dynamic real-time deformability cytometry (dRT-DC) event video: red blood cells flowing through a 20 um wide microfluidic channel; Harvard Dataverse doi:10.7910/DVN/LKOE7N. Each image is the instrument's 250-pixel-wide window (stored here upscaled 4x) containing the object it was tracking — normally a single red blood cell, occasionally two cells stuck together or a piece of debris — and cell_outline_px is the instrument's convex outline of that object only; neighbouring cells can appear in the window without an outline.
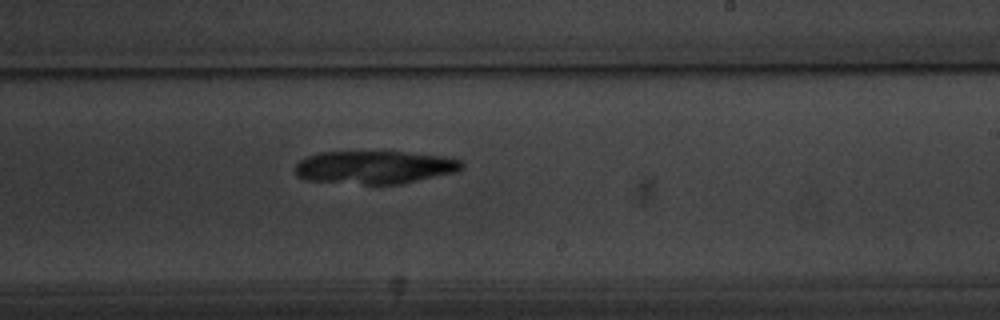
{"species": "common noctule bat (a hibernating species)", "species_latin": "Nyctalus noctula", "temperature_condition": "warm", "stored_images_in_passage": 41, "camera_frame_rate_fps": 3000, "um_per_image_px": 0.085, "animal": {"sex": "male", "body_mass_g": 20.1, "forearm_length_mm": 53.5}, "frame": {"image": 1, "passage_image": 23, "time_ms": 7.333, "image_size_px": [1000, 320], "cell_outline_px": [[464, 168], [456, 172], [400, 184], [364, 184], [308, 180], [296, 176], [296, 164], [300, 160], [308, 156], [320, 152], [404, 152], [444, 156], [464, 160]], "centroid_in_image_um": [31.9, 14.21], "position_along_channel_um": 257.1, "area_um2": 32.02}}
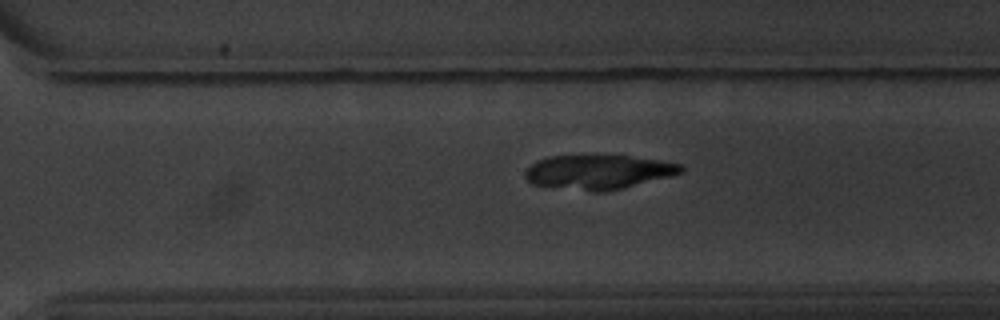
{"frame": {"image": 2, "passage_image": 28, "time_ms": 9.0, "image_size_px": [1000, 320], "cell_outline_px": [[684, 172], [624, 188], [608, 192], [588, 192], [532, 184], [524, 176], [524, 172], [536, 160], [548, 156], [628, 156], [656, 160], [680, 164], [684, 168]], "centroid_in_image_um": [50.82, 14.64], "position_along_channel_um": 319.8, "area_um2": 31.1}}